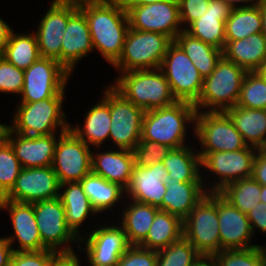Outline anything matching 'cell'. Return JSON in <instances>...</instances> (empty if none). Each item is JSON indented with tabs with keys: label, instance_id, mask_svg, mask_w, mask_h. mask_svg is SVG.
<instances>
[{
	"label": "cell",
	"instance_id": "52",
	"mask_svg": "<svg viewBox=\"0 0 266 266\" xmlns=\"http://www.w3.org/2000/svg\"><path fill=\"white\" fill-rule=\"evenodd\" d=\"M191 266H219L214 255H199Z\"/></svg>",
	"mask_w": 266,
	"mask_h": 266
},
{
	"label": "cell",
	"instance_id": "22",
	"mask_svg": "<svg viewBox=\"0 0 266 266\" xmlns=\"http://www.w3.org/2000/svg\"><path fill=\"white\" fill-rule=\"evenodd\" d=\"M232 7L221 0H210L206 12L185 31L191 36L220 50L225 47V21Z\"/></svg>",
	"mask_w": 266,
	"mask_h": 266
},
{
	"label": "cell",
	"instance_id": "51",
	"mask_svg": "<svg viewBox=\"0 0 266 266\" xmlns=\"http://www.w3.org/2000/svg\"><path fill=\"white\" fill-rule=\"evenodd\" d=\"M50 266H79L78 257L74 252L59 253L51 261Z\"/></svg>",
	"mask_w": 266,
	"mask_h": 266
},
{
	"label": "cell",
	"instance_id": "54",
	"mask_svg": "<svg viewBox=\"0 0 266 266\" xmlns=\"http://www.w3.org/2000/svg\"><path fill=\"white\" fill-rule=\"evenodd\" d=\"M55 1L60 3V4H63V5H68V6L80 8L82 6L100 3V2H103L105 0H55Z\"/></svg>",
	"mask_w": 266,
	"mask_h": 266
},
{
	"label": "cell",
	"instance_id": "35",
	"mask_svg": "<svg viewBox=\"0 0 266 266\" xmlns=\"http://www.w3.org/2000/svg\"><path fill=\"white\" fill-rule=\"evenodd\" d=\"M124 211L122 228L130 245H139L147 236L159 208L133 201Z\"/></svg>",
	"mask_w": 266,
	"mask_h": 266
},
{
	"label": "cell",
	"instance_id": "2",
	"mask_svg": "<svg viewBox=\"0 0 266 266\" xmlns=\"http://www.w3.org/2000/svg\"><path fill=\"white\" fill-rule=\"evenodd\" d=\"M122 72L111 85L125 99L144 111L168 107L177 102L160 68Z\"/></svg>",
	"mask_w": 266,
	"mask_h": 266
},
{
	"label": "cell",
	"instance_id": "60",
	"mask_svg": "<svg viewBox=\"0 0 266 266\" xmlns=\"http://www.w3.org/2000/svg\"><path fill=\"white\" fill-rule=\"evenodd\" d=\"M221 1H223L224 3L229 4L232 8H234L235 0H221Z\"/></svg>",
	"mask_w": 266,
	"mask_h": 266
},
{
	"label": "cell",
	"instance_id": "45",
	"mask_svg": "<svg viewBox=\"0 0 266 266\" xmlns=\"http://www.w3.org/2000/svg\"><path fill=\"white\" fill-rule=\"evenodd\" d=\"M60 252L50 249L42 251H13L9 266H50Z\"/></svg>",
	"mask_w": 266,
	"mask_h": 266
},
{
	"label": "cell",
	"instance_id": "48",
	"mask_svg": "<svg viewBox=\"0 0 266 266\" xmlns=\"http://www.w3.org/2000/svg\"><path fill=\"white\" fill-rule=\"evenodd\" d=\"M248 220L254 232V227L259 228L262 232L266 233V204L259 202L257 206L252 208L247 213Z\"/></svg>",
	"mask_w": 266,
	"mask_h": 266
},
{
	"label": "cell",
	"instance_id": "41",
	"mask_svg": "<svg viewBox=\"0 0 266 266\" xmlns=\"http://www.w3.org/2000/svg\"><path fill=\"white\" fill-rule=\"evenodd\" d=\"M200 254L184 237L157 251V266H191Z\"/></svg>",
	"mask_w": 266,
	"mask_h": 266
},
{
	"label": "cell",
	"instance_id": "34",
	"mask_svg": "<svg viewBox=\"0 0 266 266\" xmlns=\"http://www.w3.org/2000/svg\"><path fill=\"white\" fill-rule=\"evenodd\" d=\"M162 162L172 181L203 182L199 174L201 157L187 146L171 149Z\"/></svg>",
	"mask_w": 266,
	"mask_h": 266
},
{
	"label": "cell",
	"instance_id": "15",
	"mask_svg": "<svg viewBox=\"0 0 266 266\" xmlns=\"http://www.w3.org/2000/svg\"><path fill=\"white\" fill-rule=\"evenodd\" d=\"M256 151L258 149L247 146L237 151L199 152L201 165L223 178L219 177L212 192H218L234 181L250 178Z\"/></svg>",
	"mask_w": 266,
	"mask_h": 266
},
{
	"label": "cell",
	"instance_id": "36",
	"mask_svg": "<svg viewBox=\"0 0 266 266\" xmlns=\"http://www.w3.org/2000/svg\"><path fill=\"white\" fill-rule=\"evenodd\" d=\"M80 183L96 213L115 206L114 204L119 201L125 190L119 184L109 182L92 172L86 175Z\"/></svg>",
	"mask_w": 266,
	"mask_h": 266
},
{
	"label": "cell",
	"instance_id": "44",
	"mask_svg": "<svg viewBox=\"0 0 266 266\" xmlns=\"http://www.w3.org/2000/svg\"><path fill=\"white\" fill-rule=\"evenodd\" d=\"M24 70L9 63L0 55V92L21 94Z\"/></svg>",
	"mask_w": 266,
	"mask_h": 266
},
{
	"label": "cell",
	"instance_id": "8",
	"mask_svg": "<svg viewBox=\"0 0 266 266\" xmlns=\"http://www.w3.org/2000/svg\"><path fill=\"white\" fill-rule=\"evenodd\" d=\"M69 73L56 59L40 57L24 70L21 103L64 98Z\"/></svg>",
	"mask_w": 266,
	"mask_h": 266
},
{
	"label": "cell",
	"instance_id": "58",
	"mask_svg": "<svg viewBox=\"0 0 266 266\" xmlns=\"http://www.w3.org/2000/svg\"><path fill=\"white\" fill-rule=\"evenodd\" d=\"M254 1H256V3L255 2H253V3H251L252 2V0H235V4H234V7H236V3L238 2H250L251 4H250V6H258V5H260V4H262L263 2H264V0H254Z\"/></svg>",
	"mask_w": 266,
	"mask_h": 266
},
{
	"label": "cell",
	"instance_id": "14",
	"mask_svg": "<svg viewBox=\"0 0 266 266\" xmlns=\"http://www.w3.org/2000/svg\"><path fill=\"white\" fill-rule=\"evenodd\" d=\"M33 208L35 213L36 224L42 240V244L50 250L60 253H71L70 247H64L56 250L61 244L69 241L77 242V238L72 230L67 226L65 220V208L59 198L34 202Z\"/></svg>",
	"mask_w": 266,
	"mask_h": 266
},
{
	"label": "cell",
	"instance_id": "23",
	"mask_svg": "<svg viewBox=\"0 0 266 266\" xmlns=\"http://www.w3.org/2000/svg\"><path fill=\"white\" fill-rule=\"evenodd\" d=\"M8 207L19 249L13 251H42L47 249L40 238L32 203L0 199V209Z\"/></svg>",
	"mask_w": 266,
	"mask_h": 266
},
{
	"label": "cell",
	"instance_id": "31",
	"mask_svg": "<svg viewBox=\"0 0 266 266\" xmlns=\"http://www.w3.org/2000/svg\"><path fill=\"white\" fill-rule=\"evenodd\" d=\"M68 185V186H67ZM66 186L63 194L59 193L58 198L61 200L63 207L65 208V220L67 226L72 232L79 238L78 227L88 216V213H95L96 211L92 207L89 198L83 191L80 182H67L60 184V190Z\"/></svg>",
	"mask_w": 266,
	"mask_h": 266
},
{
	"label": "cell",
	"instance_id": "40",
	"mask_svg": "<svg viewBox=\"0 0 266 266\" xmlns=\"http://www.w3.org/2000/svg\"><path fill=\"white\" fill-rule=\"evenodd\" d=\"M266 247L221 250L214 256L219 266H265Z\"/></svg>",
	"mask_w": 266,
	"mask_h": 266
},
{
	"label": "cell",
	"instance_id": "62",
	"mask_svg": "<svg viewBox=\"0 0 266 266\" xmlns=\"http://www.w3.org/2000/svg\"><path fill=\"white\" fill-rule=\"evenodd\" d=\"M91 266H117L116 264H112V265H91Z\"/></svg>",
	"mask_w": 266,
	"mask_h": 266
},
{
	"label": "cell",
	"instance_id": "11",
	"mask_svg": "<svg viewBox=\"0 0 266 266\" xmlns=\"http://www.w3.org/2000/svg\"><path fill=\"white\" fill-rule=\"evenodd\" d=\"M56 143L52 168L60 184L80 182L92 172V152L83 140L70 129L60 132Z\"/></svg>",
	"mask_w": 266,
	"mask_h": 266
},
{
	"label": "cell",
	"instance_id": "20",
	"mask_svg": "<svg viewBox=\"0 0 266 266\" xmlns=\"http://www.w3.org/2000/svg\"><path fill=\"white\" fill-rule=\"evenodd\" d=\"M90 233L87 236L85 252L91 265L117 264L131 246L122 226H105Z\"/></svg>",
	"mask_w": 266,
	"mask_h": 266
},
{
	"label": "cell",
	"instance_id": "7",
	"mask_svg": "<svg viewBox=\"0 0 266 266\" xmlns=\"http://www.w3.org/2000/svg\"><path fill=\"white\" fill-rule=\"evenodd\" d=\"M63 98H48L32 103H20L16 116L13 118L9 129L12 133L25 136H41L54 134L56 127H61V132L70 128V123L65 122L66 115L62 112ZM64 118V119H63Z\"/></svg>",
	"mask_w": 266,
	"mask_h": 266
},
{
	"label": "cell",
	"instance_id": "39",
	"mask_svg": "<svg viewBox=\"0 0 266 266\" xmlns=\"http://www.w3.org/2000/svg\"><path fill=\"white\" fill-rule=\"evenodd\" d=\"M236 105L266 110V78L260 71H247Z\"/></svg>",
	"mask_w": 266,
	"mask_h": 266
},
{
	"label": "cell",
	"instance_id": "6",
	"mask_svg": "<svg viewBox=\"0 0 266 266\" xmlns=\"http://www.w3.org/2000/svg\"><path fill=\"white\" fill-rule=\"evenodd\" d=\"M183 237L200 255L220 252L217 192L207 193L183 220Z\"/></svg>",
	"mask_w": 266,
	"mask_h": 266
},
{
	"label": "cell",
	"instance_id": "27",
	"mask_svg": "<svg viewBox=\"0 0 266 266\" xmlns=\"http://www.w3.org/2000/svg\"><path fill=\"white\" fill-rule=\"evenodd\" d=\"M223 56L246 71H259L266 63V37L262 32L235 41H225Z\"/></svg>",
	"mask_w": 266,
	"mask_h": 266
},
{
	"label": "cell",
	"instance_id": "13",
	"mask_svg": "<svg viewBox=\"0 0 266 266\" xmlns=\"http://www.w3.org/2000/svg\"><path fill=\"white\" fill-rule=\"evenodd\" d=\"M145 111L110 87V134L120 149L133 151L141 140Z\"/></svg>",
	"mask_w": 266,
	"mask_h": 266
},
{
	"label": "cell",
	"instance_id": "1",
	"mask_svg": "<svg viewBox=\"0 0 266 266\" xmlns=\"http://www.w3.org/2000/svg\"><path fill=\"white\" fill-rule=\"evenodd\" d=\"M86 17L93 48L113 65L121 56L129 20L120 0H105L79 8Z\"/></svg>",
	"mask_w": 266,
	"mask_h": 266
},
{
	"label": "cell",
	"instance_id": "55",
	"mask_svg": "<svg viewBox=\"0 0 266 266\" xmlns=\"http://www.w3.org/2000/svg\"><path fill=\"white\" fill-rule=\"evenodd\" d=\"M122 6H142L146 4L156 3L159 1H167V0H120Z\"/></svg>",
	"mask_w": 266,
	"mask_h": 266
},
{
	"label": "cell",
	"instance_id": "21",
	"mask_svg": "<svg viewBox=\"0 0 266 266\" xmlns=\"http://www.w3.org/2000/svg\"><path fill=\"white\" fill-rule=\"evenodd\" d=\"M12 134L8 128L5 139L11 144L22 168L52 166L58 141L55 134L25 136L15 133L17 138L14 139Z\"/></svg>",
	"mask_w": 266,
	"mask_h": 266
},
{
	"label": "cell",
	"instance_id": "42",
	"mask_svg": "<svg viewBox=\"0 0 266 266\" xmlns=\"http://www.w3.org/2000/svg\"><path fill=\"white\" fill-rule=\"evenodd\" d=\"M21 169L11 144L4 139L0 143V199L12 190Z\"/></svg>",
	"mask_w": 266,
	"mask_h": 266
},
{
	"label": "cell",
	"instance_id": "37",
	"mask_svg": "<svg viewBox=\"0 0 266 266\" xmlns=\"http://www.w3.org/2000/svg\"><path fill=\"white\" fill-rule=\"evenodd\" d=\"M0 55L16 67L28 69L41 57L36 35H15L12 31Z\"/></svg>",
	"mask_w": 266,
	"mask_h": 266
},
{
	"label": "cell",
	"instance_id": "33",
	"mask_svg": "<svg viewBox=\"0 0 266 266\" xmlns=\"http://www.w3.org/2000/svg\"><path fill=\"white\" fill-rule=\"evenodd\" d=\"M262 32L261 4L258 6H238L232 8L225 21V40L235 41Z\"/></svg>",
	"mask_w": 266,
	"mask_h": 266
},
{
	"label": "cell",
	"instance_id": "19",
	"mask_svg": "<svg viewBox=\"0 0 266 266\" xmlns=\"http://www.w3.org/2000/svg\"><path fill=\"white\" fill-rule=\"evenodd\" d=\"M168 177L163 162L149 167L134 166L126 194L136 202L149 204L162 210V200L166 193L165 179Z\"/></svg>",
	"mask_w": 266,
	"mask_h": 266
},
{
	"label": "cell",
	"instance_id": "50",
	"mask_svg": "<svg viewBox=\"0 0 266 266\" xmlns=\"http://www.w3.org/2000/svg\"><path fill=\"white\" fill-rule=\"evenodd\" d=\"M13 241L12 236L0 238V266H9L13 253V248H11Z\"/></svg>",
	"mask_w": 266,
	"mask_h": 266
},
{
	"label": "cell",
	"instance_id": "5",
	"mask_svg": "<svg viewBox=\"0 0 266 266\" xmlns=\"http://www.w3.org/2000/svg\"><path fill=\"white\" fill-rule=\"evenodd\" d=\"M172 42L165 34L129 28L122 54L113 66L122 72L160 68Z\"/></svg>",
	"mask_w": 266,
	"mask_h": 266
},
{
	"label": "cell",
	"instance_id": "3",
	"mask_svg": "<svg viewBox=\"0 0 266 266\" xmlns=\"http://www.w3.org/2000/svg\"><path fill=\"white\" fill-rule=\"evenodd\" d=\"M194 104L177 101L175 104L147 110L142 120L141 140L157 142L172 149L180 148L186 135L187 122H195Z\"/></svg>",
	"mask_w": 266,
	"mask_h": 266
},
{
	"label": "cell",
	"instance_id": "49",
	"mask_svg": "<svg viewBox=\"0 0 266 266\" xmlns=\"http://www.w3.org/2000/svg\"><path fill=\"white\" fill-rule=\"evenodd\" d=\"M251 177L261 185H266V149L257 151Z\"/></svg>",
	"mask_w": 266,
	"mask_h": 266
},
{
	"label": "cell",
	"instance_id": "10",
	"mask_svg": "<svg viewBox=\"0 0 266 266\" xmlns=\"http://www.w3.org/2000/svg\"><path fill=\"white\" fill-rule=\"evenodd\" d=\"M195 121V133L205 148L201 152L237 151L248 146L226 112H196Z\"/></svg>",
	"mask_w": 266,
	"mask_h": 266
},
{
	"label": "cell",
	"instance_id": "12",
	"mask_svg": "<svg viewBox=\"0 0 266 266\" xmlns=\"http://www.w3.org/2000/svg\"><path fill=\"white\" fill-rule=\"evenodd\" d=\"M128 15L129 27L135 30L157 32L173 41L185 28L181 23L178 0L159 1L142 6H123Z\"/></svg>",
	"mask_w": 266,
	"mask_h": 266
},
{
	"label": "cell",
	"instance_id": "9",
	"mask_svg": "<svg viewBox=\"0 0 266 266\" xmlns=\"http://www.w3.org/2000/svg\"><path fill=\"white\" fill-rule=\"evenodd\" d=\"M160 69L166 70L163 74L177 101L194 104L199 99L204 78L175 41L169 45Z\"/></svg>",
	"mask_w": 266,
	"mask_h": 266
},
{
	"label": "cell",
	"instance_id": "28",
	"mask_svg": "<svg viewBox=\"0 0 266 266\" xmlns=\"http://www.w3.org/2000/svg\"><path fill=\"white\" fill-rule=\"evenodd\" d=\"M225 112L248 146L266 149V110L236 105Z\"/></svg>",
	"mask_w": 266,
	"mask_h": 266
},
{
	"label": "cell",
	"instance_id": "16",
	"mask_svg": "<svg viewBox=\"0 0 266 266\" xmlns=\"http://www.w3.org/2000/svg\"><path fill=\"white\" fill-rule=\"evenodd\" d=\"M60 183L52 166L22 168L12 190L4 199L23 203L58 198Z\"/></svg>",
	"mask_w": 266,
	"mask_h": 266
},
{
	"label": "cell",
	"instance_id": "26",
	"mask_svg": "<svg viewBox=\"0 0 266 266\" xmlns=\"http://www.w3.org/2000/svg\"><path fill=\"white\" fill-rule=\"evenodd\" d=\"M166 193L162 200V210L179 217L182 221L208 193L203 190V182L172 181L165 179Z\"/></svg>",
	"mask_w": 266,
	"mask_h": 266
},
{
	"label": "cell",
	"instance_id": "59",
	"mask_svg": "<svg viewBox=\"0 0 266 266\" xmlns=\"http://www.w3.org/2000/svg\"><path fill=\"white\" fill-rule=\"evenodd\" d=\"M260 202L266 204V185H261V194H260Z\"/></svg>",
	"mask_w": 266,
	"mask_h": 266
},
{
	"label": "cell",
	"instance_id": "47",
	"mask_svg": "<svg viewBox=\"0 0 266 266\" xmlns=\"http://www.w3.org/2000/svg\"><path fill=\"white\" fill-rule=\"evenodd\" d=\"M210 0H178L181 23L190 25L207 10Z\"/></svg>",
	"mask_w": 266,
	"mask_h": 266
},
{
	"label": "cell",
	"instance_id": "18",
	"mask_svg": "<svg viewBox=\"0 0 266 266\" xmlns=\"http://www.w3.org/2000/svg\"><path fill=\"white\" fill-rule=\"evenodd\" d=\"M217 213L219 219L220 251L227 249H246L249 245L252 228L247 214L242 213L217 192Z\"/></svg>",
	"mask_w": 266,
	"mask_h": 266
},
{
	"label": "cell",
	"instance_id": "30",
	"mask_svg": "<svg viewBox=\"0 0 266 266\" xmlns=\"http://www.w3.org/2000/svg\"><path fill=\"white\" fill-rule=\"evenodd\" d=\"M183 237V221L166 211L159 210L146 238L138 245L145 249L161 250Z\"/></svg>",
	"mask_w": 266,
	"mask_h": 266
},
{
	"label": "cell",
	"instance_id": "38",
	"mask_svg": "<svg viewBox=\"0 0 266 266\" xmlns=\"http://www.w3.org/2000/svg\"><path fill=\"white\" fill-rule=\"evenodd\" d=\"M218 193L235 208L247 214L260 202L261 184L252 177L240 179L225 185Z\"/></svg>",
	"mask_w": 266,
	"mask_h": 266
},
{
	"label": "cell",
	"instance_id": "4",
	"mask_svg": "<svg viewBox=\"0 0 266 266\" xmlns=\"http://www.w3.org/2000/svg\"><path fill=\"white\" fill-rule=\"evenodd\" d=\"M246 73L244 68L222 56L214 71L203 80L199 99L194 103L196 112L201 107L225 112L236 106Z\"/></svg>",
	"mask_w": 266,
	"mask_h": 266
},
{
	"label": "cell",
	"instance_id": "43",
	"mask_svg": "<svg viewBox=\"0 0 266 266\" xmlns=\"http://www.w3.org/2000/svg\"><path fill=\"white\" fill-rule=\"evenodd\" d=\"M171 149L169 146L157 142L140 140L133 150L135 166L149 167L157 162H162Z\"/></svg>",
	"mask_w": 266,
	"mask_h": 266
},
{
	"label": "cell",
	"instance_id": "53",
	"mask_svg": "<svg viewBox=\"0 0 266 266\" xmlns=\"http://www.w3.org/2000/svg\"><path fill=\"white\" fill-rule=\"evenodd\" d=\"M13 30L2 19H0V53L7 43L10 34Z\"/></svg>",
	"mask_w": 266,
	"mask_h": 266
},
{
	"label": "cell",
	"instance_id": "25",
	"mask_svg": "<svg viewBox=\"0 0 266 266\" xmlns=\"http://www.w3.org/2000/svg\"><path fill=\"white\" fill-rule=\"evenodd\" d=\"M119 150L95 154V157L92 153V173L126 189L135 166V157L131 150Z\"/></svg>",
	"mask_w": 266,
	"mask_h": 266
},
{
	"label": "cell",
	"instance_id": "24",
	"mask_svg": "<svg viewBox=\"0 0 266 266\" xmlns=\"http://www.w3.org/2000/svg\"><path fill=\"white\" fill-rule=\"evenodd\" d=\"M93 49L85 14L78 9L69 19L61 45V65L71 73L82 57Z\"/></svg>",
	"mask_w": 266,
	"mask_h": 266
},
{
	"label": "cell",
	"instance_id": "17",
	"mask_svg": "<svg viewBox=\"0 0 266 266\" xmlns=\"http://www.w3.org/2000/svg\"><path fill=\"white\" fill-rule=\"evenodd\" d=\"M79 8L63 5L55 0L40 21L36 32L41 57L56 59L61 64V45L68 19Z\"/></svg>",
	"mask_w": 266,
	"mask_h": 266
},
{
	"label": "cell",
	"instance_id": "46",
	"mask_svg": "<svg viewBox=\"0 0 266 266\" xmlns=\"http://www.w3.org/2000/svg\"><path fill=\"white\" fill-rule=\"evenodd\" d=\"M117 266H157V251L131 245L121 256Z\"/></svg>",
	"mask_w": 266,
	"mask_h": 266
},
{
	"label": "cell",
	"instance_id": "57",
	"mask_svg": "<svg viewBox=\"0 0 266 266\" xmlns=\"http://www.w3.org/2000/svg\"><path fill=\"white\" fill-rule=\"evenodd\" d=\"M8 128V125L0 124V143L5 139Z\"/></svg>",
	"mask_w": 266,
	"mask_h": 266
},
{
	"label": "cell",
	"instance_id": "56",
	"mask_svg": "<svg viewBox=\"0 0 266 266\" xmlns=\"http://www.w3.org/2000/svg\"><path fill=\"white\" fill-rule=\"evenodd\" d=\"M262 33L266 37V0L261 4Z\"/></svg>",
	"mask_w": 266,
	"mask_h": 266
},
{
	"label": "cell",
	"instance_id": "61",
	"mask_svg": "<svg viewBox=\"0 0 266 266\" xmlns=\"http://www.w3.org/2000/svg\"><path fill=\"white\" fill-rule=\"evenodd\" d=\"M262 75L266 78V63L264 64V66L259 70Z\"/></svg>",
	"mask_w": 266,
	"mask_h": 266
},
{
	"label": "cell",
	"instance_id": "29",
	"mask_svg": "<svg viewBox=\"0 0 266 266\" xmlns=\"http://www.w3.org/2000/svg\"><path fill=\"white\" fill-rule=\"evenodd\" d=\"M101 102L88 111L84 127H70L69 129L88 146L89 144L100 147L110 134V87L106 89ZM86 137V138H85ZM89 142V143H88Z\"/></svg>",
	"mask_w": 266,
	"mask_h": 266
},
{
	"label": "cell",
	"instance_id": "32",
	"mask_svg": "<svg viewBox=\"0 0 266 266\" xmlns=\"http://www.w3.org/2000/svg\"><path fill=\"white\" fill-rule=\"evenodd\" d=\"M174 41L183 49L203 78L214 71L218 61L223 56V50L204 43L185 30L181 31Z\"/></svg>",
	"mask_w": 266,
	"mask_h": 266
}]
</instances>
